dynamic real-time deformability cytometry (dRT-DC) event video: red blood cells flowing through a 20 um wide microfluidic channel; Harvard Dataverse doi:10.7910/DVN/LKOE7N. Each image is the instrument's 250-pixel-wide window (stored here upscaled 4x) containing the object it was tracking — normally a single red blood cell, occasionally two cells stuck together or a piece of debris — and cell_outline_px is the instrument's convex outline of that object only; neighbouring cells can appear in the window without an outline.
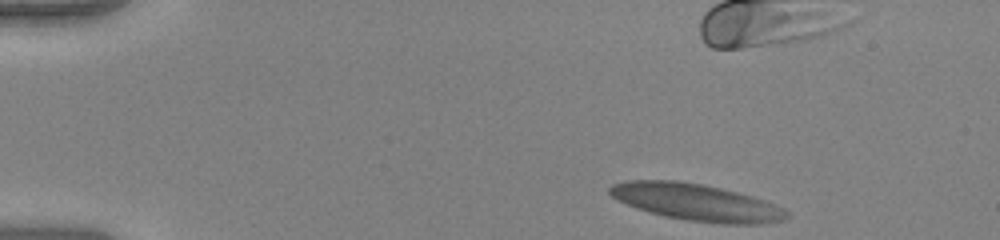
{"species": "human", "species_latin": "Homo sapiens", "temperature_condition": "warm", "stored_images_in_passage": 47, "camera_frame_rate_fps": 3000, "um_per_image_px": 0.085, "donor": {"sex": "female"}, "frame": {"image": 1, "passage_image": 1, "time_ms": 0.0, "image_size_px": [1000, 240], "cell_outline_px": [[788, 216], [784, 220], [760, 224], [724, 224], [688, 220], [664, 216], [636, 208], [616, 200], [608, 192], [608, 188], [612, 184], [628, 180], [680, 180], [720, 188], [752, 196], [764, 200], [788, 212]], "centroid_in_image_um": [59.14, 17.19], "position_along_channel_um": 25.9, "area_um2": 37.8}}
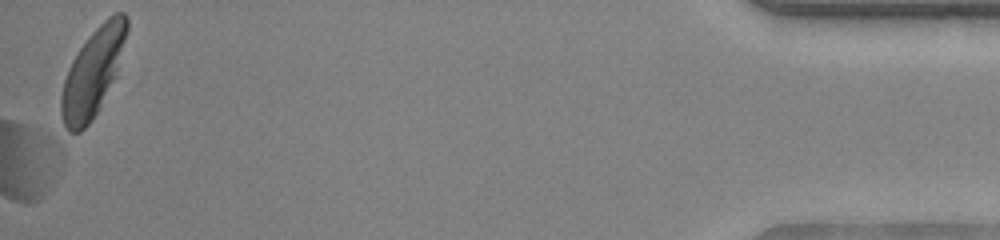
{"frame": {"image": 2, "passage_image": 47, "time_ms": 15.333, "image_size_px": [1000, 240], "cell_outline_px": [[128, 32], [116, 76], [100, 108], [92, 120], [80, 132], [68, 132], [64, 128], [60, 112], [60, 96], [64, 80], [68, 68], [72, 60], [88, 36], [108, 16], [116, 12], [124, 12], [128, 16]], "centroid_in_image_um": [7.9, 6.17], "position_along_channel_um": 427.3, "area_um2": 33.76}, "authors_computed_cell_mechanics": {"area_um2": 33.524, "velocity_mm_per_s": 3.8961, "shape_relaxation_time_tau1_ms": 1.8285, "shape_relaxation_time_tau2_ms": 1.0717, "deformation_change_tau1": 0.1319, "deformation_change_tau2": 0.0689}}